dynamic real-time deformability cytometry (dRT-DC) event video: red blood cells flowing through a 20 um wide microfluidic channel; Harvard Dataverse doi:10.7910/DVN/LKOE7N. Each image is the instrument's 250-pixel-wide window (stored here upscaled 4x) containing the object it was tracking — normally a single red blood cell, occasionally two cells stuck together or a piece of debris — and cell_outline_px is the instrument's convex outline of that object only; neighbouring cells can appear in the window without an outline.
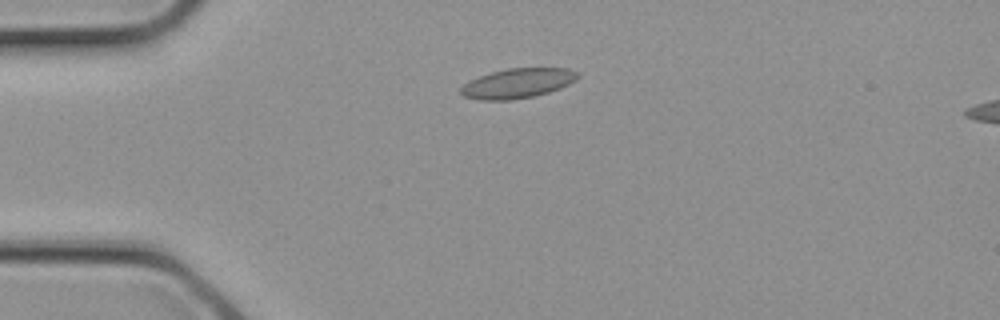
{"species": "common noctule bat (a hibernating species)", "species_latin": "Nyctalus noctula", "temperature_condition": "cold", "stored_images_in_passage": 3, "segment_of_instrument_passage": [1, 2], "camera_frame_rate_fps": 3000, "um_per_image_px": 0.085, "animal": {"sex": "female", "body_mass_g": 21.9}, "frame": {"image": 1, "passage_image": 2, "time_ms": 0.333, "image_size_px": [1000, 320], "cell_outline_px": [[580, 76], [576, 80], [560, 88], [548, 92], [532, 96], [512, 100], [476, 100], [464, 96], [460, 92], [460, 88], [464, 84], [480, 76], [492, 72], [508, 68], [568, 68], [580, 72]], "centroid_in_image_um": [44.02, 7.08], "position_along_channel_um": 41.0, "area_um2": 20.23}}